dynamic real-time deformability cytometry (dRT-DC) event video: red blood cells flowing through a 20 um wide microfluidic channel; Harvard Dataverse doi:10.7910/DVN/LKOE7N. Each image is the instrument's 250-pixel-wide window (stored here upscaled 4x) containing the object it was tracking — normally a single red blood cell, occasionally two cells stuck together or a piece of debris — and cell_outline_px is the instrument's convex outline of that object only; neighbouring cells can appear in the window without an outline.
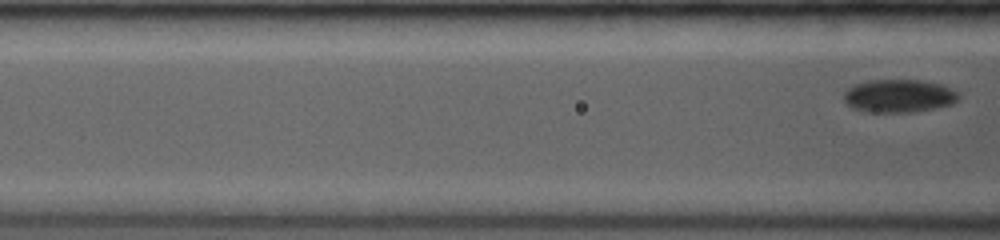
{"species": "common noctule bat (a hibernating species)", "species_latin": "Nyctalus noctula", "temperature_condition": "room temperature", "stored_images_in_passage": 5, "segment_of_instrument_passage": [2, 2], "camera_frame_rate_fps": 3500, "um_per_image_px": 0.085, "animal": {"sex": "female", "body_mass_g": 19.0, "forearm_length_mm": 53.3}, "frame": {"image": 1, "passage_image": 5, "time_ms": 4.0, "image_size_px": [1000, 240], "cell_outline_px": [[960, 96], [952, 104], [936, 108], [916, 112], [868, 112], [852, 108], [844, 100], [844, 92], [852, 84], [872, 80], [920, 80], [940, 84], [960, 92]], "centroid_in_image_um": [76.41, 8.15], "position_along_channel_um": 90.2, "area_um2": 22.25}}